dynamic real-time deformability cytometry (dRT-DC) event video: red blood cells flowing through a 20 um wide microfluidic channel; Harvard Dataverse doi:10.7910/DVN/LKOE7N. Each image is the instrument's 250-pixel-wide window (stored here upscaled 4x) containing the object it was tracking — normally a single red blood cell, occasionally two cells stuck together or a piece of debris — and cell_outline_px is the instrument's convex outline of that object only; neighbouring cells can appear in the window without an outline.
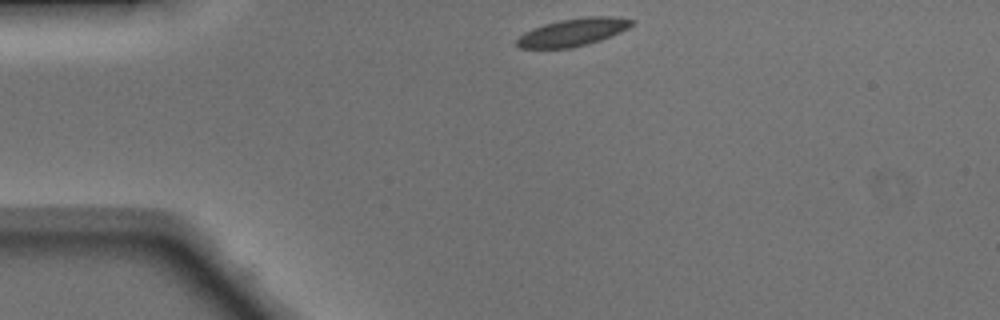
{"species": "Egyptian fruit bat (a non-hibernating species)", "species_latin": "Rousettus aegyptiacus", "temperature_condition": "warm", "stored_images_in_passage": 39, "camera_frame_rate_fps": 3000, "um_per_image_px": 0.085, "animal": {"sex": "male"}, "frame": {"image": 1, "passage_image": 1, "time_ms": 0.0, "image_size_px": [1000, 320], "cell_outline_px": [[632, 24], [628, 28], [620, 32], [600, 40], [588, 44], [572, 48], [520, 48], [516, 44], [516, 40], [524, 32], [532, 28], [544, 24], [560, 20], [588, 16], [612, 16], [632, 20]], "centroid_in_image_um": [48.66, 2.74], "position_along_channel_um": 36.3, "area_um2": 18.38}}
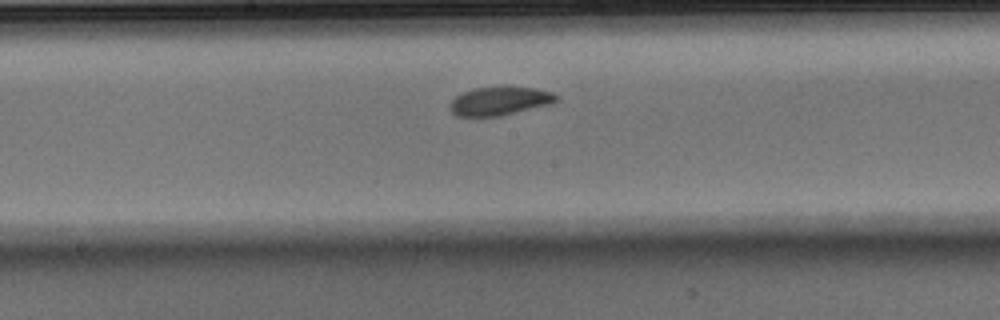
{"frame": {"image": 2, "passage_image": 16, "time_ms": 5.0, "image_size_px": [1000, 320], "cell_outline_px": [[560, 100], [552, 104], [500, 116], [456, 116], [448, 108], [448, 104], [456, 96], [472, 88], [536, 88], [552, 92]], "centroid_in_image_um": [42.47, 8.61], "position_along_channel_um": 205.7, "area_um2": 17.51}}
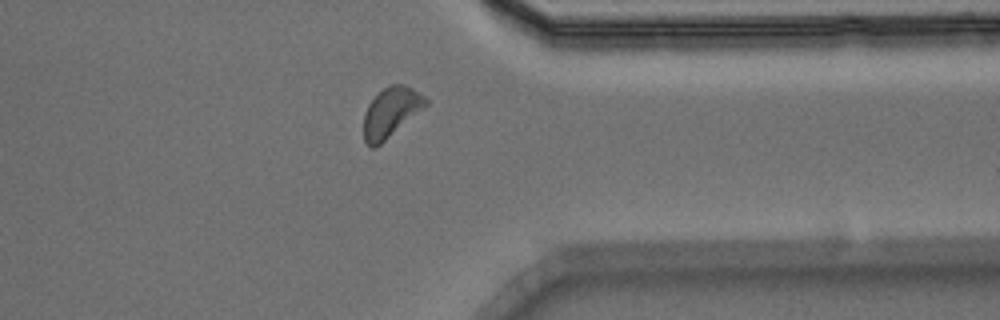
{"frame": {"image": 3, "passage_image": 29, "time_ms": 9.333, "image_size_px": [1000, 320], "cell_outline_px": [[428, 104], [424, 108], [376, 148], [372, 148], [364, 140], [364, 112], [368, 104], [384, 88], [392, 84], [404, 84], [420, 92], [428, 100]], "centroid_in_image_um": [33.24, 9.55], "position_along_channel_um": 378.2, "area_um2": 17.86}, "authors_computed_cell_mechanics": {"area_um2": 17.8024, "velocity_mm_per_s": 4.1029, "shape_relaxation_time_tau1_ms": 2.7949, "shape_relaxation_time_tau2_ms": null, "deformation_change_tau1": 0.0999, "deformation_change_tau2": null}}